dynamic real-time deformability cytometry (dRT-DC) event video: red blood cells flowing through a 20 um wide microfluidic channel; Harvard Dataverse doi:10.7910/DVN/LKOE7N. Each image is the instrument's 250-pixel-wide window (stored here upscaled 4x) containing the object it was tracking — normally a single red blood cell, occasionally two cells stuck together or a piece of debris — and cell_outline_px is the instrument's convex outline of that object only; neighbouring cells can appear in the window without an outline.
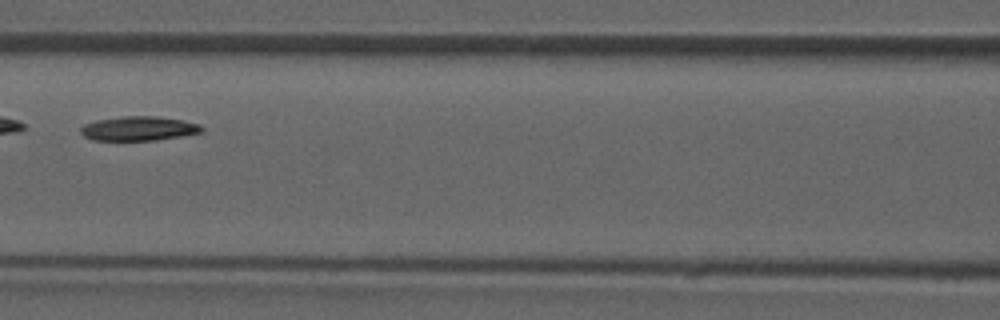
{"species": "common noctule bat (a hibernating species)", "species_latin": "Nyctalus noctula", "temperature_condition": "room temperature", "stored_images_in_passage": 6, "camera_frame_rate_fps": 3000, "um_per_image_px": 0.085, "animal": {"sex": "male", "forearm_length_mm": 52.5}, "frame": {"image": 1, "passage_image": 5, "time_ms": 4.667, "image_size_px": [1000, 320], "cell_outline_px": [[204, 132], [156, 140], [92, 140], [84, 136], [80, 132], [80, 128], [84, 124], [96, 120], [124, 116], [156, 116], [184, 120], [200, 124], [204, 128]], "centroid_in_image_um": [11.81, 10.92], "position_along_channel_um": 154.8, "area_um2": 17.22}}